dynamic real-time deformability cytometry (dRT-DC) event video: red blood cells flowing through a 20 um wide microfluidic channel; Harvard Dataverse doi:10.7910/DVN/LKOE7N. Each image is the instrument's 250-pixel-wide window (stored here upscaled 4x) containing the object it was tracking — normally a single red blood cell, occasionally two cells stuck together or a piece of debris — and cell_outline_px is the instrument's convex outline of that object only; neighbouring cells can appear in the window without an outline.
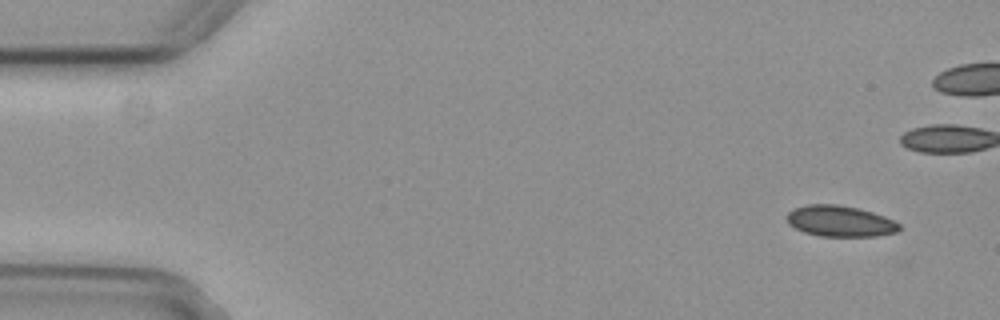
{"species": "common noctule bat (a hibernating species)", "species_latin": "Nyctalus noctula", "temperature_condition": "cold", "stored_images_in_passage": 5, "camera_frame_rate_fps": 3000, "um_per_image_px": 0.085, "animal": {"sex": "female", "body_mass_g": 29.2, "forearm_length_mm": 56.3}, "frame": {"image": 1, "passage_image": 1, "time_ms": 0.0, "image_size_px": [1000, 320], "cell_outline_px": [[900, 228], [896, 232], [876, 236], [820, 236], [804, 232], [788, 224], [784, 216], [788, 212], [796, 208], [808, 204], [836, 204], [856, 208], [872, 212], [884, 216], [900, 224]], "centroid_in_image_um": [71.37, 18.8], "position_along_channel_um": 13.6, "area_um2": 20.23}}